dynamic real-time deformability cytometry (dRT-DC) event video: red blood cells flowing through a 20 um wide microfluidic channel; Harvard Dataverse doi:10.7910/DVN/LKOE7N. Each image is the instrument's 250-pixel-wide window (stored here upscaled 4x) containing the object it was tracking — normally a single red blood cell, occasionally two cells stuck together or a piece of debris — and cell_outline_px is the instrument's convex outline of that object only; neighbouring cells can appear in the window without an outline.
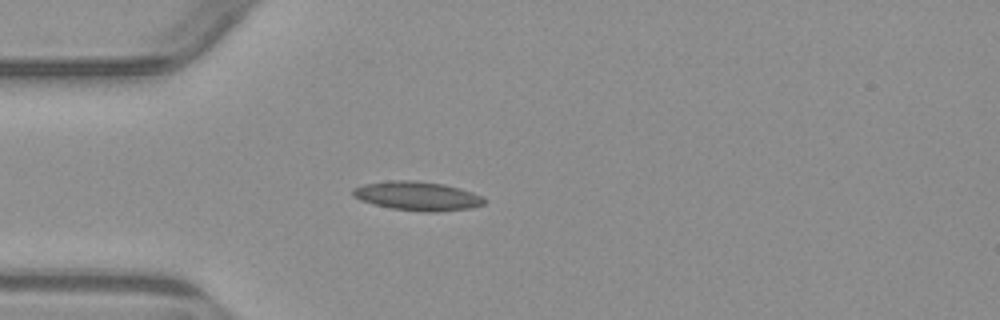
{"species": "common noctule bat (a hibernating species)", "species_latin": "Nyctalus noctula", "temperature_condition": "warm", "stored_images_in_passage": 4, "camera_frame_rate_fps": 3000, "um_per_image_px": 0.085, "animal": {"sex": "male", "body_mass_g": 23.1, "forearm_length_mm": 52.7}, "frame": {"image": 1, "passage_image": 3, "time_ms": 3.333, "image_size_px": [1000, 320], "cell_outline_px": [[488, 200], [484, 204], [472, 208], [436, 212], [424, 212], [392, 208], [360, 200], [352, 196], [352, 188], [364, 184], [388, 180], [416, 180], [444, 184], [460, 188], [472, 192]], "centroid_in_image_um": [35.49, 16.65], "position_along_channel_um": 49.5, "area_um2": 22.31}}